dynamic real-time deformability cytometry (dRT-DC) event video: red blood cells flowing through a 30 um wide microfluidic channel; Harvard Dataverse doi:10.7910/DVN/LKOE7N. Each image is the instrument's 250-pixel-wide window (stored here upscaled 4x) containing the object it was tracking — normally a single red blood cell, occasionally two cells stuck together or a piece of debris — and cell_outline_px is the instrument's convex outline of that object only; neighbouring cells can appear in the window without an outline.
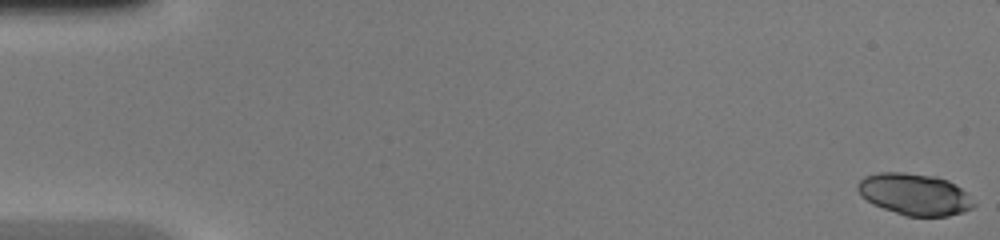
{"species": "common noctule bat (a hibernating species)", "species_latin": "Nyctalus noctula", "temperature_condition": "warm", "stored_images_in_passage": 47, "camera_frame_rate_fps": 3000, "um_per_image_px": 0.085, "animal": {"sex": "female", "body_mass_g": 20.0, "forearm_length_mm": 54.0}, "frame": {"image": 1, "passage_image": 1, "time_ms": 0.0, "image_size_px": [1000, 240], "cell_outline_px": [[976, 204], [972, 208], [964, 212], [948, 216], [904, 216], [872, 204], [860, 196], [856, 188], [856, 184], [864, 176], [880, 172], [904, 172], [936, 176], [948, 180], [960, 188]], "centroid_in_image_um": [77.69, 16.51], "position_along_channel_um": 7.3, "area_um2": 28.32}}